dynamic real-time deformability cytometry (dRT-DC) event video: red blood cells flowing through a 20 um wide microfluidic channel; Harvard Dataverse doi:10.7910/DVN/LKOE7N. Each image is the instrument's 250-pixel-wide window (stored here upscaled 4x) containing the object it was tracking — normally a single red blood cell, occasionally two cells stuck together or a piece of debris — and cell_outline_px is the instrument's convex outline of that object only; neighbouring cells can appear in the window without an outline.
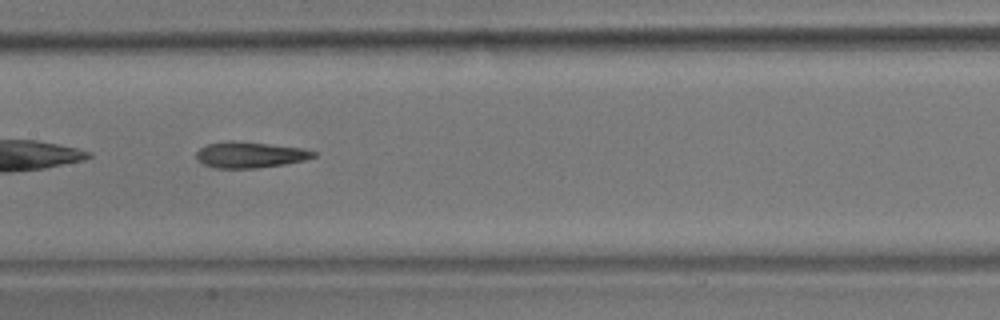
{"species": "common noctule bat (a hibernating species)", "species_latin": "Nyctalus noctula", "temperature_condition": "room temperature", "stored_images_in_passage": 37, "camera_frame_rate_fps": 3000, "um_per_image_px": 0.085, "animal": {"sex": "male", "body_mass_g": 17.9}, "frame": {"image": 1, "passage_image": 11, "time_ms": 3.333, "image_size_px": [1000, 320], "cell_outline_px": [[316, 156], [304, 160], [284, 164], [256, 168], [216, 168], [204, 164], [196, 160], [196, 152], [200, 148], [208, 144], [228, 140], [236, 140], [300, 148], [316, 152]], "centroid_in_image_um": [21.2, 13.15], "position_along_channel_um": 186.2, "area_um2": 17.69}, "authors_computed_cell_mechanics": {"area_um2": 17.9758, "velocity_mm_per_s": 3.6694, "shape_relaxation_time_tau1_ms": 8.7485, "shape_relaxation_time_tau2_ms": 3.9551, "deformation_change_tau1": 0.2105, "deformation_change_tau2": 0.1489}}